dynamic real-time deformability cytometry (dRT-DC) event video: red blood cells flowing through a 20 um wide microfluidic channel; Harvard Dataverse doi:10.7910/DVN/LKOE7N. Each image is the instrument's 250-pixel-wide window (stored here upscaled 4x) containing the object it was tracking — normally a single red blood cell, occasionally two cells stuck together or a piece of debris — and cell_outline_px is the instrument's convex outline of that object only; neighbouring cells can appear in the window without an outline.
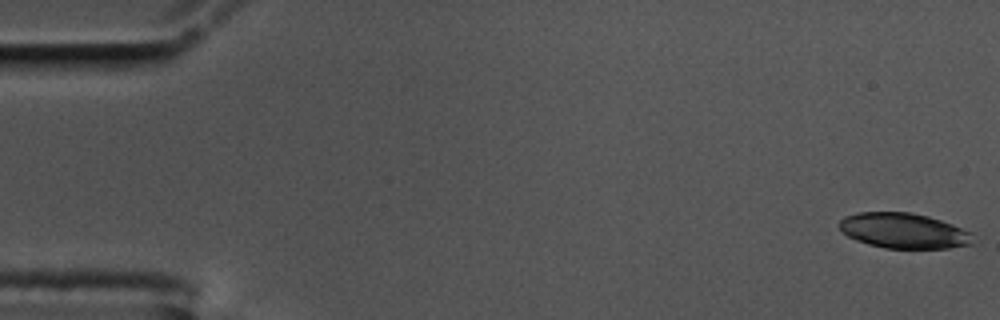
{"species": "common noctule bat (a hibernating species)", "species_latin": "Nyctalus noctula", "temperature_condition": "cold", "stored_images_in_passage": 57, "camera_frame_rate_fps": 3000, "um_per_image_px": 0.085, "animal": {"sex": "male", "body_mass_g": 17.5, "forearm_length_mm": 52.3}, "frame": {"image": 1, "passage_image": 1, "time_ms": 0.0, "image_size_px": [1000, 320], "cell_outline_px": [[972, 244], [948, 248], [884, 248], [868, 244], [856, 240], [840, 232], [836, 224], [844, 216], [856, 212], [912, 212], [928, 216], [952, 224], [968, 232]], "centroid_in_image_um": [76.7, 19.6], "position_along_channel_um": 8.3, "area_um2": 27.46}}